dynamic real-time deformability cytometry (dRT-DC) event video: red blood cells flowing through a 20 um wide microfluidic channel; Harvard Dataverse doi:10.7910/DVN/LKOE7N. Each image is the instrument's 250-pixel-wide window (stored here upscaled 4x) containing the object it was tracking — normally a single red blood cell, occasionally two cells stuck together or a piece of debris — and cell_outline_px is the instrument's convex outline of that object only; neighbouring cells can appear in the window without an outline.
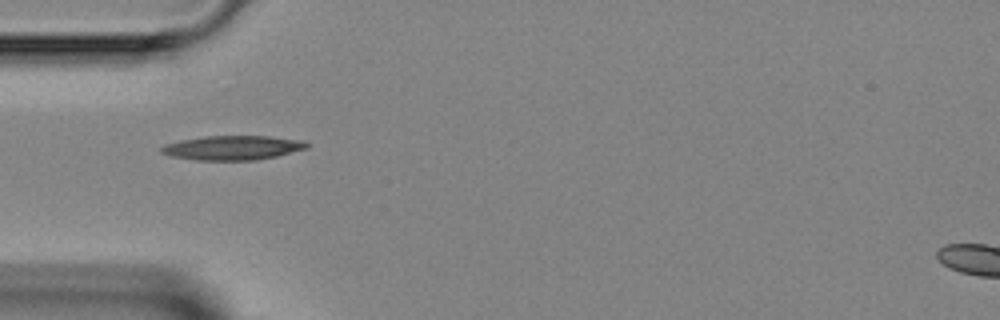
{"species": "Egyptian fruit bat (a non-hibernating species)", "species_latin": "Rousettus aegyptiacus", "temperature_condition": "room temperature", "stored_images_in_passage": 2, "camera_frame_rate_fps": 3000, "um_per_image_px": 0.085, "animal": {"sex": "female"}, "frame": {"image": 1, "passage_image": 2, "time_ms": 1.333, "image_size_px": [1000, 320], "cell_outline_px": [[308, 148], [276, 156], [256, 160], [196, 160], [172, 156], [160, 152], [160, 148], [164, 144], [180, 140], [204, 136], [268, 136], [304, 140], [308, 144]], "centroid_in_image_um": [19.77, 12.55], "position_along_channel_um": 65.2, "area_um2": 20.63}}